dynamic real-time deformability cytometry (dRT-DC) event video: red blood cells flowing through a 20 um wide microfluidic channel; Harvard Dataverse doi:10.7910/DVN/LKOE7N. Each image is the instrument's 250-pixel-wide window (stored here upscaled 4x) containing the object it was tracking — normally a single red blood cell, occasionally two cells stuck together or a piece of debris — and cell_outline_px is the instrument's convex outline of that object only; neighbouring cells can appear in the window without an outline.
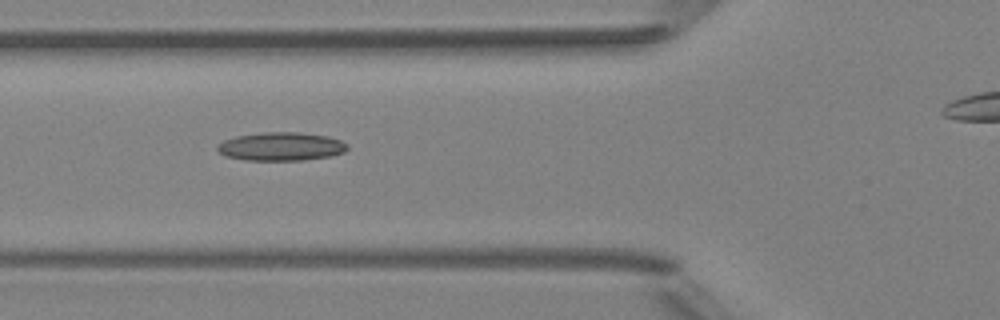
{"species": "Egyptian fruit bat (a non-hibernating species)", "species_latin": "Rousettus aegyptiacus", "temperature_condition": "room temperature", "stored_images_in_passage": 8, "segment_of_instrument_passage": [1, 2], "camera_frame_rate_fps": 3000, "um_per_image_px": 0.085, "animal": {"sex": "female"}, "frame": {"image": 1, "passage_image": 6, "time_ms": 5.667, "image_size_px": [1000, 320], "cell_outline_px": [[348, 148], [344, 152], [328, 156], [304, 160], [244, 160], [224, 156], [216, 148], [224, 140], [236, 136], [264, 132], [300, 132], [328, 136], [340, 140], [348, 144]], "centroid_in_image_um": [23.9, 12.45], "position_along_channel_um": 101.9, "area_um2": 21.5}}
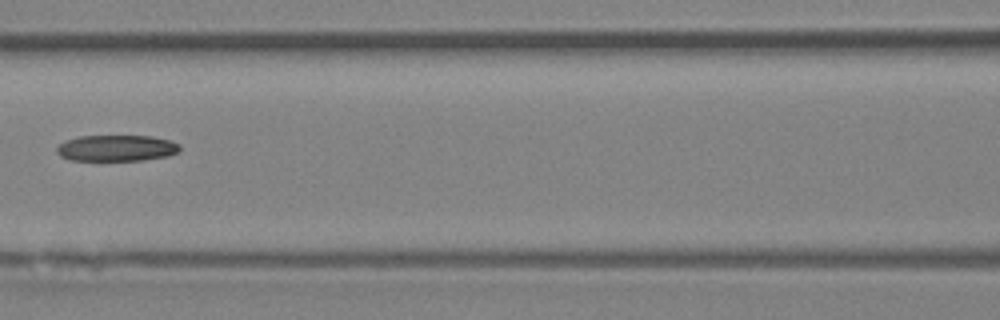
{"frame": {"image": 2, "passage_image": 7, "time_ms": 7.0, "image_size_px": [1000, 320], "cell_outline_px": [[180, 148], [176, 152], [168, 156], [140, 160], [68, 160], [60, 156], [56, 152], [56, 148], [64, 140], [80, 136], [152, 136], [172, 140], [180, 144]], "centroid_in_image_um": [9.89, 12.58], "position_along_channel_um": 156.7, "area_um2": 18.84}}